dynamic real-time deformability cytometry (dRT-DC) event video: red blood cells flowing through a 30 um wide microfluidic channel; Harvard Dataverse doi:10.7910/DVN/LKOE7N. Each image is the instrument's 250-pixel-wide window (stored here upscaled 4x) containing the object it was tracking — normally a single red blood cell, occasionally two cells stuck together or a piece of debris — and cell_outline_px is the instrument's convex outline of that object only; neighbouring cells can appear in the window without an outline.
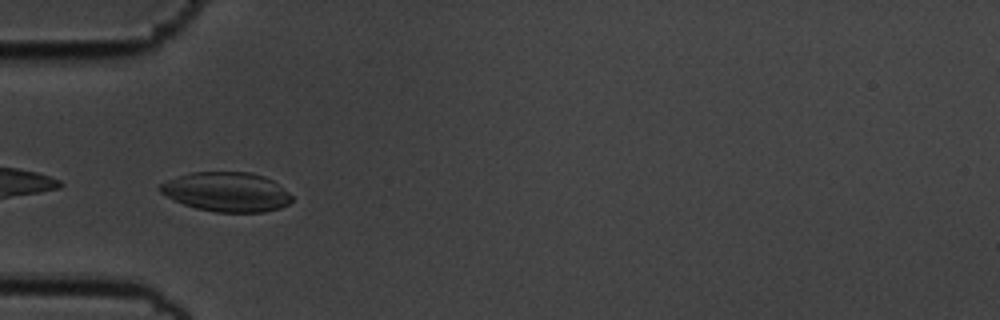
{"species": "common noctule bat (a hibernating species)", "species_latin": "Nyctalus noctula", "temperature_condition": "cold", "stored_images_in_passage": 33, "camera_frame_rate_fps": 3000, "um_per_image_px": 0.085, "animal": {"sex": "male", "body_mass_g": 19.5, "forearm_length_mm": 54.6}, "frame": {"image": 1, "passage_image": 1, "time_ms": 0.0, "image_size_px": [1000, 320], "cell_outline_px": [[292, 200], [288, 204], [280, 208], [264, 212], [216, 212], [196, 208], [184, 204], [160, 192], [156, 188], [160, 184], [168, 180], [192, 172], [252, 172], [264, 176], [272, 180], [288, 192], [292, 196]], "centroid_in_image_um": [19.28, 16.31], "position_along_channel_um": 65.7, "area_um2": 30.11}}
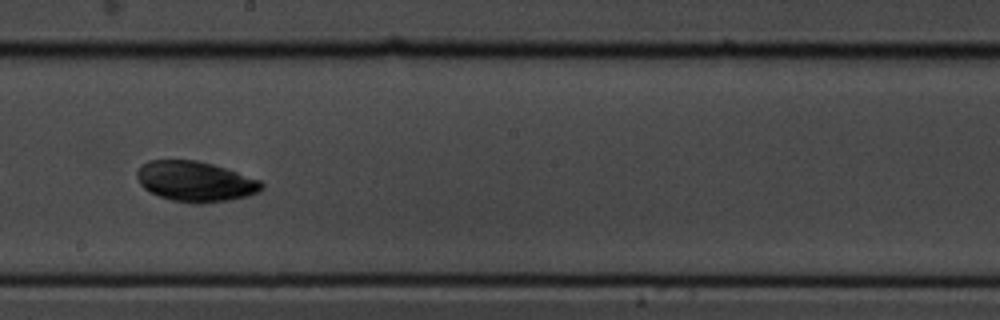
{"frame": {"image": 2, "passage_image": 15, "time_ms": 4.667, "image_size_px": [1000, 320], "cell_outline_px": [[264, 188], [260, 192], [248, 196], [228, 200], [200, 204], [192, 204], [172, 200], [160, 196], [144, 188], [140, 184], [136, 176], [136, 172], [148, 160], [196, 160], [212, 164], [260, 180], [264, 184]], "centroid_in_image_um": [16.62, 15.43], "position_along_channel_um": 231.6, "area_um2": 29.19}}
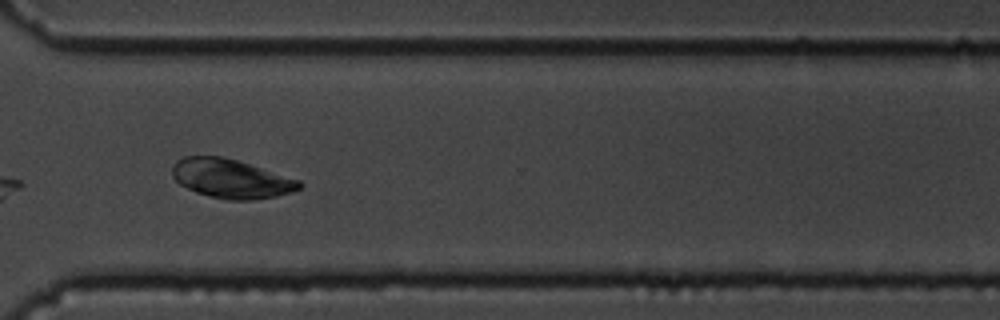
{"frame": {"image": 3, "passage_image": 25, "time_ms": 8.0, "image_size_px": [1000, 320], "cell_outline_px": [[304, 188], [292, 192], [276, 196], [252, 200], [228, 200], [208, 196], [196, 192], [180, 184], [172, 176], [172, 168], [176, 160], [184, 156], [220, 156], [236, 160], [300, 180], [304, 184]], "centroid_in_image_um": [19.66, 15.19], "position_along_channel_um": 350.9, "area_um2": 28.9}, "authors_computed_cell_mechanics": {"area_um2": 28.4954, "velocity_mm_per_s": 3.5821, "shape_relaxation_time_tau1_ms": null, "shape_relaxation_time_tau2_ms": 2.7379, "deformation_change_tau1": null, "deformation_change_tau2": 0.0519}}